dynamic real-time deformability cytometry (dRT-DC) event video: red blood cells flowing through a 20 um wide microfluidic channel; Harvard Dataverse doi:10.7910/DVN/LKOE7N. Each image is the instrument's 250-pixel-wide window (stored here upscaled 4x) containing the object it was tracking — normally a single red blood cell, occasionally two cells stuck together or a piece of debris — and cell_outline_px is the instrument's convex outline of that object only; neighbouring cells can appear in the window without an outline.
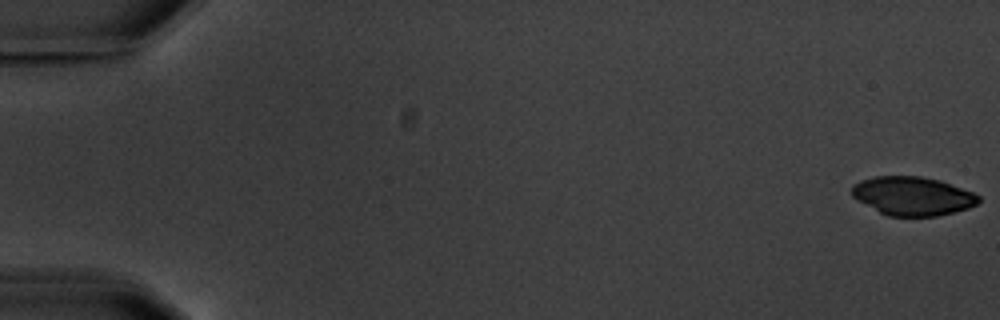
{"species": "common noctule bat (a hibernating species)", "species_latin": "Nyctalus noctula", "temperature_condition": "warm", "stored_images_in_passage": 5, "camera_frame_rate_fps": 3000, "um_per_image_px": 0.085, "animal": {"sex": "male", "body_mass_g": 20.1, "forearm_length_mm": 53.5}, "frame": {"image": 1, "passage_image": 1, "time_ms": 0.0, "image_size_px": [1000, 320], "cell_outline_px": [[980, 200], [976, 204], [968, 208], [936, 216], [888, 216], [880, 212], [852, 196], [852, 184], [860, 180], [876, 176], [920, 176], [940, 180], [972, 192], [980, 196]], "centroid_in_image_um": [77.57, 16.65], "position_along_channel_um": 7.4, "area_um2": 28.32}}